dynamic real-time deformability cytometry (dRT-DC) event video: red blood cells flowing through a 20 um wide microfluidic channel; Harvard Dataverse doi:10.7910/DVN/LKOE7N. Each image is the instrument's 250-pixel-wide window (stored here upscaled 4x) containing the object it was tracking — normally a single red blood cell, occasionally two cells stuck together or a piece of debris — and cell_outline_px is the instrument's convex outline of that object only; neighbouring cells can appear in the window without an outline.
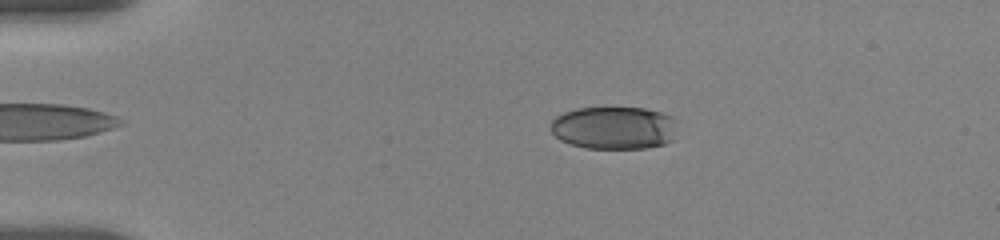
{"species": "human", "species_latin": "Homo sapiens", "temperature_condition": "room temperature", "stored_images_in_passage": 24, "camera_frame_rate_fps": 3000, "um_per_image_px": 0.085, "donor": {"sex": "female"}, "frame": {"image": 1, "passage_image": 12, "time_ms": 3.333, "image_size_px": [1000, 240], "cell_outline_px": [[676, 140], [664, 144], [648, 148], [584, 148], [560, 140], [548, 128], [548, 124], [556, 116], [564, 112], [576, 108], [644, 108], [660, 112], [672, 116], [676, 120]], "centroid_in_image_um": [52.21, 10.87], "position_along_channel_um": 32.8, "area_um2": 32.08}}
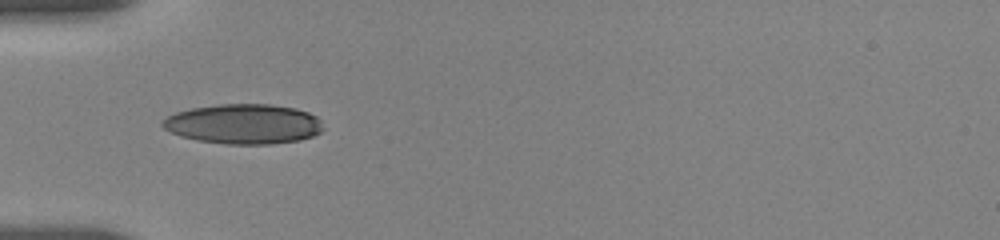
{"frame": {"image": 2, "passage_image": 18, "time_ms": 5.667, "image_size_px": [1000, 240], "cell_outline_px": [[324, 128], [320, 132], [312, 136], [300, 140], [268, 144], [224, 144], [196, 140], [180, 136], [164, 128], [160, 124], [168, 116], [176, 112], [192, 108], [220, 104], [268, 104], [296, 108], [308, 112], [316, 116], [320, 120]], "centroid_in_image_um": [20.72, 10.54], "position_along_channel_um": 64.3, "area_um2": 37.34}}
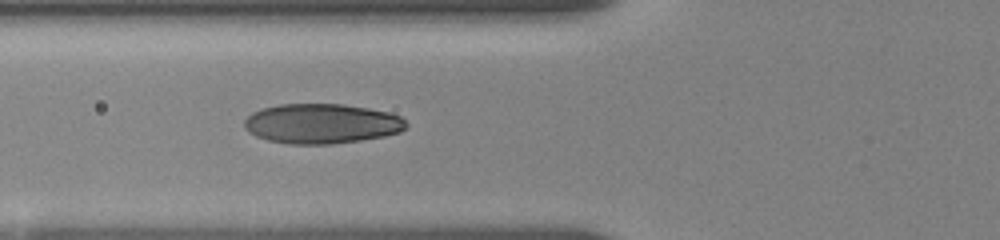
{"frame": {"image": 3, "passage_image": 22, "time_ms": 6.667, "image_size_px": [1000, 240], "cell_outline_px": [[408, 128], [400, 132], [384, 136], [360, 140], [332, 144], [288, 144], [268, 140], [256, 136], [248, 132], [244, 128], [244, 120], [252, 112], [264, 108], [280, 104], [344, 104], [368, 108], [388, 112], [400, 116], [408, 124]], "centroid_in_image_um": [27.35, 10.51], "position_along_channel_um": 98.5, "area_um2": 37.74}}